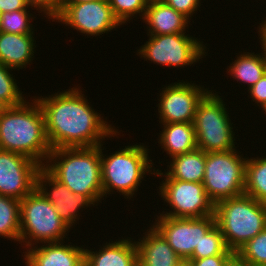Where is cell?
Returning <instances> with one entry per match:
<instances>
[{"label": "cell", "mask_w": 266, "mask_h": 266, "mask_svg": "<svg viewBox=\"0 0 266 266\" xmlns=\"http://www.w3.org/2000/svg\"><path fill=\"white\" fill-rule=\"evenodd\" d=\"M20 200L0 195V237L19 243Z\"/></svg>", "instance_id": "obj_25"}, {"label": "cell", "mask_w": 266, "mask_h": 266, "mask_svg": "<svg viewBox=\"0 0 266 266\" xmlns=\"http://www.w3.org/2000/svg\"><path fill=\"white\" fill-rule=\"evenodd\" d=\"M31 98L0 113V149L25 155L44 166L52 149L42 108L34 96Z\"/></svg>", "instance_id": "obj_2"}, {"label": "cell", "mask_w": 266, "mask_h": 266, "mask_svg": "<svg viewBox=\"0 0 266 266\" xmlns=\"http://www.w3.org/2000/svg\"><path fill=\"white\" fill-rule=\"evenodd\" d=\"M75 86L47 96H34L42 108L51 149L95 147L104 140L118 138L121 130L94 110L83 94L84 88Z\"/></svg>", "instance_id": "obj_1"}, {"label": "cell", "mask_w": 266, "mask_h": 266, "mask_svg": "<svg viewBox=\"0 0 266 266\" xmlns=\"http://www.w3.org/2000/svg\"><path fill=\"white\" fill-rule=\"evenodd\" d=\"M262 23H259V26L257 27L258 30V39L260 43V47H262L266 53V17L265 20H261Z\"/></svg>", "instance_id": "obj_36"}, {"label": "cell", "mask_w": 266, "mask_h": 266, "mask_svg": "<svg viewBox=\"0 0 266 266\" xmlns=\"http://www.w3.org/2000/svg\"><path fill=\"white\" fill-rule=\"evenodd\" d=\"M236 253L252 266H266V228Z\"/></svg>", "instance_id": "obj_29"}, {"label": "cell", "mask_w": 266, "mask_h": 266, "mask_svg": "<svg viewBox=\"0 0 266 266\" xmlns=\"http://www.w3.org/2000/svg\"><path fill=\"white\" fill-rule=\"evenodd\" d=\"M144 43L137 49V55L144 61L168 68L193 66L202 58L208 56L207 43L187 33H174L167 35H147Z\"/></svg>", "instance_id": "obj_8"}, {"label": "cell", "mask_w": 266, "mask_h": 266, "mask_svg": "<svg viewBox=\"0 0 266 266\" xmlns=\"http://www.w3.org/2000/svg\"><path fill=\"white\" fill-rule=\"evenodd\" d=\"M162 87L156 105L159 123H193L198 104L211 91L209 87L187 80H178Z\"/></svg>", "instance_id": "obj_12"}, {"label": "cell", "mask_w": 266, "mask_h": 266, "mask_svg": "<svg viewBox=\"0 0 266 266\" xmlns=\"http://www.w3.org/2000/svg\"><path fill=\"white\" fill-rule=\"evenodd\" d=\"M224 237L219 227L215 224L201 239L190 259H202L221 255L227 250Z\"/></svg>", "instance_id": "obj_28"}, {"label": "cell", "mask_w": 266, "mask_h": 266, "mask_svg": "<svg viewBox=\"0 0 266 266\" xmlns=\"http://www.w3.org/2000/svg\"><path fill=\"white\" fill-rule=\"evenodd\" d=\"M142 22L147 24V35L189 33L190 20L164 1L147 5ZM187 31V32H186Z\"/></svg>", "instance_id": "obj_20"}, {"label": "cell", "mask_w": 266, "mask_h": 266, "mask_svg": "<svg viewBox=\"0 0 266 266\" xmlns=\"http://www.w3.org/2000/svg\"><path fill=\"white\" fill-rule=\"evenodd\" d=\"M28 7L42 13L49 21L53 22L59 15L60 0H25ZM34 8V9H33Z\"/></svg>", "instance_id": "obj_31"}, {"label": "cell", "mask_w": 266, "mask_h": 266, "mask_svg": "<svg viewBox=\"0 0 266 266\" xmlns=\"http://www.w3.org/2000/svg\"><path fill=\"white\" fill-rule=\"evenodd\" d=\"M30 7L24 10L2 13L0 20V32L14 34H35L33 20L36 17L30 12ZM35 18V19H34Z\"/></svg>", "instance_id": "obj_26"}, {"label": "cell", "mask_w": 266, "mask_h": 266, "mask_svg": "<svg viewBox=\"0 0 266 266\" xmlns=\"http://www.w3.org/2000/svg\"><path fill=\"white\" fill-rule=\"evenodd\" d=\"M119 238V240H118ZM103 242L99 250L85 247V266H138L137 245L132 237Z\"/></svg>", "instance_id": "obj_17"}, {"label": "cell", "mask_w": 266, "mask_h": 266, "mask_svg": "<svg viewBox=\"0 0 266 266\" xmlns=\"http://www.w3.org/2000/svg\"><path fill=\"white\" fill-rule=\"evenodd\" d=\"M164 2L189 20L193 18V14L196 16V12L203 5L201 0H164Z\"/></svg>", "instance_id": "obj_32"}, {"label": "cell", "mask_w": 266, "mask_h": 266, "mask_svg": "<svg viewBox=\"0 0 266 266\" xmlns=\"http://www.w3.org/2000/svg\"><path fill=\"white\" fill-rule=\"evenodd\" d=\"M116 19L124 26L137 16L143 19L147 4L144 0H108ZM133 17V18H132Z\"/></svg>", "instance_id": "obj_30"}, {"label": "cell", "mask_w": 266, "mask_h": 266, "mask_svg": "<svg viewBox=\"0 0 266 266\" xmlns=\"http://www.w3.org/2000/svg\"><path fill=\"white\" fill-rule=\"evenodd\" d=\"M225 266H252L249 262L243 260L237 253H235L226 263Z\"/></svg>", "instance_id": "obj_37"}, {"label": "cell", "mask_w": 266, "mask_h": 266, "mask_svg": "<svg viewBox=\"0 0 266 266\" xmlns=\"http://www.w3.org/2000/svg\"><path fill=\"white\" fill-rule=\"evenodd\" d=\"M261 49L262 52L256 54L253 50L239 52L235 61H232L229 66L227 65V75L241 85L242 83L247 84L250 89L266 73V53L262 47Z\"/></svg>", "instance_id": "obj_23"}, {"label": "cell", "mask_w": 266, "mask_h": 266, "mask_svg": "<svg viewBox=\"0 0 266 266\" xmlns=\"http://www.w3.org/2000/svg\"><path fill=\"white\" fill-rule=\"evenodd\" d=\"M12 71L14 70L0 62V100L7 107L22 104L26 100Z\"/></svg>", "instance_id": "obj_27"}, {"label": "cell", "mask_w": 266, "mask_h": 266, "mask_svg": "<svg viewBox=\"0 0 266 266\" xmlns=\"http://www.w3.org/2000/svg\"><path fill=\"white\" fill-rule=\"evenodd\" d=\"M248 98H252L251 102H255L257 107L263 108L264 112L266 108V73L259 79L250 89H247Z\"/></svg>", "instance_id": "obj_33"}, {"label": "cell", "mask_w": 266, "mask_h": 266, "mask_svg": "<svg viewBox=\"0 0 266 266\" xmlns=\"http://www.w3.org/2000/svg\"><path fill=\"white\" fill-rule=\"evenodd\" d=\"M237 150L206 153L203 186L214 204L244 194L248 155Z\"/></svg>", "instance_id": "obj_9"}, {"label": "cell", "mask_w": 266, "mask_h": 266, "mask_svg": "<svg viewBox=\"0 0 266 266\" xmlns=\"http://www.w3.org/2000/svg\"><path fill=\"white\" fill-rule=\"evenodd\" d=\"M136 239L138 266H178L183 260L164 237L151 225ZM138 240V241H137Z\"/></svg>", "instance_id": "obj_18"}, {"label": "cell", "mask_w": 266, "mask_h": 266, "mask_svg": "<svg viewBox=\"0 0 266 266\" xmlns=\"http://www.w3.org/2000/svg\"><path fill=\"white\" fill-rule=\"evenodd\" d=\"M160 183L157 193L170 208L166 209L165 207L163 210L166 211L155 216L203 218L214 215L215 204L208 197L203 183L184 182L176 179H164Z\"/></svg>", "instance_id": "obj_10"}, {"label": "cell", "mask_w": 266, "mask_h": 266, "mask_svg": "<svg viewBox=\"0 0 266 266\" xmlns=\"http://www.w3.org/2000/svg\"><path fill=\"white\" fill-rule=\"evenodd\" d=\"M53 22L65 24L87 37H101L100 35L122 26L114 16L108 0L60 4L59 15Z\"/></svg>", "instance_id": "obj_11"}, {"label": "cell", "mask_w": 266, "mask_h": 266, "mask_svg": "<svg viewBox=\"0 0 266 266\" xmlns=\"http://www.w3.org/2000/svg\"><path fill=\"white\" fill-rule=\"evenodd\" d=\"M244 193L266 204V156L247 157Z\"/></svg>", "instance_id": "obj_24"}, {"label": "cell", "mask_w": 266, "mask_h": 266, "mask_svg": "<svg viewBox=\"0 0 266 266\" xmlns=\"http://www.w3.org/2000/svg\"><path fill=\"white\" fill-rule=\"evenodd\" d=\"M36 188L52 203L61 219L70 229L78 224L80 216L82 217L81 212L83 210L90 207H97L88 196L71 192L43 166L36 176Z\"/></svg>", "instance_id": "obj_15"}, {"label": "cell", "mask_w": 266, "mask_h": 266, "mask_svg": "<svg viewBox=\"0 0 266 266\" xmlns=\"http://www.w3.org/2000/svg\"><path fill=\"white\" fill-rule=\"evenodd\" d=\"M1 16H2V11H1V9H0V20H1Z\"/></svg>", "instance_id": "obj_42"}, {"label": "cell", "mask_w": 266, "mask_h": 266, "mask_svg": "<svg viewBox=\"0 0 266 266\" xmlns=\"http://www.w3.org/2000/svg\"><path fill=\"white\" fill-rule=\"evenodd\" d=\"M64 243L67 241L42 243L25 249L26 251L22 252L24 264L26 266H84V245Z\"/></svg>", "instance_id": "obj_16"}, {"label": "cell", "mask_w": 266, "mask_h": 266, "mask_svg": "<svg viewBox=\"0 0 266 266\" xmlns=\"http://www.w3.org/2000/svg\"><path fill=\"white\" fill-rule=\"evenodd\" d=\"M92 1H100V0H60V4H80Z\"/></svg>", "instance_id": "obj_38"}, {"label": "cell", "mask_w": 266, "mask_h": 266, "mask_svg": "<svg viewBox=\"0 0 266 266\" xmlns=\"http://www.w3.org/2000/svg\"><path fill=\"white\" fill-rule=\"evenodd\" d=\"M164 0H144V2L149 5V4H153V3H159V2H163Z\"/></svg>", "instance_id": "obj_39"}, {"label": "cell", "mask_w": 266, "mask_h": 266, "mask_svg": "<svg viewBox=\"0 0 266 266\" xmlns=\"http://www.w3.org/2000/svg\"><path fill=\"white\" fill-rule=\"evenodd\" d=\"M70 230L37 188L20 200L19 244L23 251L42 243L60 242L66 238L69 241L66 235Z\"/></svg>", "instance_id": "obj_6"}, {"label": "cell", "mask_w": 266, "mask_h": 266, "mask_svg": "<svg viewBox=\"0 0 266 266\" xmlns=\"http://www.w3.org/2000/svg\"><path fill=\"white\" fill-rule=\"evenodd\" d=\"M162 127L158 143L170 159L174 156L197 149L196 133L193 123H159ZM163 125V126H162Z\"/></svg>", "instance_id": "obj_22"}, {"label": "cell", "mask_w": 266, "mask_h": 266, "mask_svg": "<svg viewBox=\"0 0 266 266\" xmlns=\"http://www.w3.org/2000/svg\"><path fill=\"white\" fill-rule=\"evenodd\" d=\"M7 106L0 100V113L6 108Z\"/></svg>", "instance_id": "obj_40"}, {"label": "cell", "mask_w": 266, "mask_h": 266, "mask_svg": "<svg viewBox=\"0 0 266 266\" xmlns=\"http://www.w3.org/2000/svg\"><path fill=\"white\" fill-rule=\"evenodd\" d=\"M152 225L167 241L173 251L183 260L188 261L202 237L216 224L215 216L203 218L154 217Z\"/></svg>", "instance_id": "obj_13"}, {"label": "cell", "mask_w": 266, "mask_h": 266, "mask_svg": "<svg viewBox=\"0 0 266 266\" xmlns=\"http://www.w3.org/2000/svg\"><path fill=\"white\" fill-rule=\"evenodd\" d=\"M35 34L0 32V62L20 71L31 65L37 47Z\"/></svg>", "instance_id": "obj_19"}, {"label": "cell", "mask_w": 266, "mask_h": 266, "mask_svg": "<svg viewBox=\"0 0 266 266\" xmlns=\"http://www.w3.org/2000/svg\"><path fill=\"white\" fill-rule=\"evenodd\" d=\"M104 143L100 145L103 197L106 199L117 192L130 200L136 196L142 181H146L144 178L148 174H155L149 146L133 143L107 155L103 153Z\"/></svg>", "instance_id": "obj_4"}, {"label": "cell", "mask_w": 266, "mask_h": 266, "mask_svg": "<svg viewBox=\"0 0 266 266\" xmlns=\"http://www.w3.org/2000/svg\"><path fill=\"white\" fill-rule=\"evenodd\" d=\"M218 94L221 93H214L211 89L198 104L193 122L197 147L206 153L225 152L237 148L236 132L232 126L234 124L227 110L229 108L226 107L225 97Z\"/></svg>", "instance_id": "obj_7"}, {"label": "cell", "mask_w": 266, "mask_h": 266, "mask_svg": "<svg viewBox=\"0 0 266 266\" xmlns=\"http://www.w3.org/2000/svg\"><path fill=\"white\" fill-rule=\"evenodd\" d=\"M25 0H0V9L2 13L27 9Z\"/></svg>", "instance_id": "obj_35"}, {"label": "cell", "mask_w": 266, "mask_h": 266, "mask_svg": "<svg viewBox=\"0 0 266 266\" xmlns=\"http://www.w3.org/2000/svg\"><path fill=\"white\" fill-rule=\"evenodd\" d=\"M214 216L227 248L235 253L266 228V204L245 193L216 203Z\"/></svg>", "instance_id": "obj_5"}, {"label": "cell", "mask_w": 266, "mask_h": 266, "mask_svg": "<svg viewBox=\"0 0 266 266\" xmlns=\"http://www.w3.org/2000/svg\"><path fill=\"white\" fill-rule=\"evenodd\" d=\"M234 254L235 252L227 249L221 255L205 257L202 259H189L188 262H190L192 266H225Z\"/></svg>", "instance_id": "obj_34"}, {"label": "cell", "mask_w": 266, "mask_h": 266, "mask_svg": "<svg viewBox=\"0 0 266 266\" xmlns=\"http://www.w3.org/2000/svg\"><path fill=\"white\" fill-rule=\"evenodd\" d=\"M43 167L71 192L88 196L96 205L104 200L100 145L52 149Z\"/></svg>", "instance_id": "obj_3"}, {"label": "cell", "mask_w": 266, "mask_h": 266, "mask_svg": "<svg viewBox=\"0 0 266 266\" xmlns=\"http://www.w3.org/2000/svg\"><path fill=\"white\" fill-rule=\"evenodd\" d=\"M41 167L25 155L0 149V195L22 200L36 188Z\"/></svg>", "instance_id": "obj_14"}, {"label": "cell", "mask_w": 266, "mask_h": 266, "mask_svg": "<svg viewBox=\"0 0 266 266\" xmlns=\"http://www.w3.org/2000/svg\"><path fill=\"white\" fill-rule=\"evenodd\" d=\"M167 162V171L155 169L154 176L164 179H176L184 182L203 183L206 164V152L195 149L191 152L177 155ZM169 167V168H168Z\"/></svg>", "instance_id": "obj_21"}, {"label": "cell", "mask_w": 266, "mask_h": 266, "mask_svg": "<svg viewBox=\"0 0 266 266\" xmlns=\"http://www.w3.org/2000/svg\"><path fill=\"white\" fill-rule=\"evenodd\" d=\"M178 266H192L191 264H190V262H188V261H183L181 264H179Z\"/></svg>", "instance_id": "obj_41"}]
</instances>
